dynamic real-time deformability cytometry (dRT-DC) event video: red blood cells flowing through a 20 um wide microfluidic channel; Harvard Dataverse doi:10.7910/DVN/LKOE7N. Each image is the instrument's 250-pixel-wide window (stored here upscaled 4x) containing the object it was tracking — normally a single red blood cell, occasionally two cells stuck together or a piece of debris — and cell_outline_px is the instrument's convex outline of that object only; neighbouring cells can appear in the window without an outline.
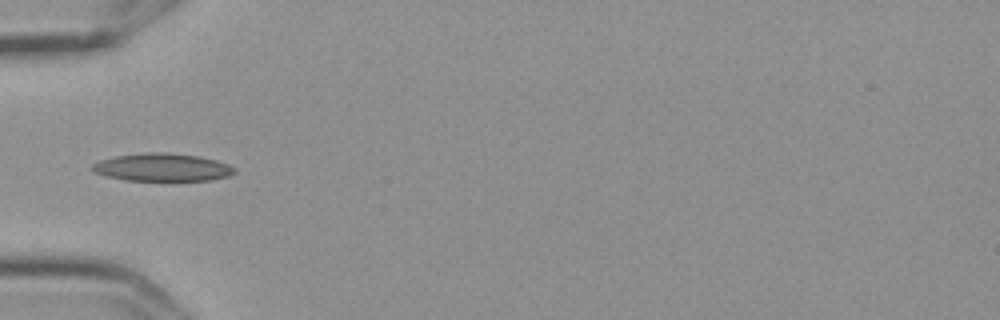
{"species": "Egyptian fruit bat (a non-hibernating species)", "species_latin": "Rousettus aegyptiacus", "temperature_condition": "cold", "stored_images_in_passage": 7, "camera_frame_rate_fps": 3000, "um_per_image_px": 0.085, "frame": {"image": 1, "passage_image": 5, "time_ms": 1.333, "image_size_px": [1000, 320], "cell_outline_px": [[236, 172], [228, 176], [208, 180], [124, 180], [92, 172], [92, 164], [100, 160], [116, 156], [148, 152], [168, 152], [200, 156], [216, 160], [228, 164], [236, 168]], "centroid_in_image_um": [13.81, 14.21], "position_along_channel_um": 71.2, "area_um2": 23.0}}
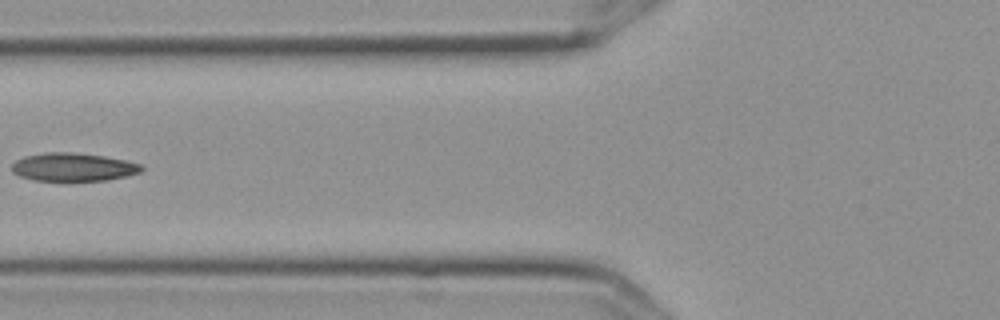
{"frame": {"image": 2, "passage_image": 6, "time_ms": 1.667, "image_size_px": [1000, 320], "cell_outline_px": [[144, 168], [140, 172], [128, 176], [108, 180], [32, 180], [20, 176], [12, 172], [12, 164], [16, 160], [24, 156], [48, 152], [72, 152], [104, 156], [124, 160], [140, 164]], "centroid_in_image_um": [6.22, 14.2], "position_along_channel_um": 119.6, "area_um2": 21.21}}
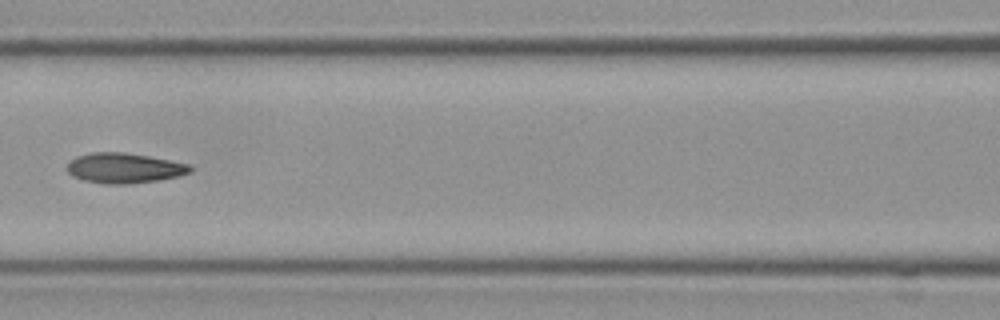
{"frame": {"image": 3, "passage_image": 7, "time_ms": 2.0, "image_size_px": [1000, 320], "cell_outline_px": [[192, 172], [176, 176], [156, 180], [128, 184], [104, 184], [84, 180], [72, 176], [68, 172], [68, 160], [76, 156], [92, 152], [124, 152], [148, 156], [188, 164], [192, 168]], "centroid_in_image_um": [10.51, 14.28], "position_along_channel_um": 156.1, "area_um2": 21.5}}